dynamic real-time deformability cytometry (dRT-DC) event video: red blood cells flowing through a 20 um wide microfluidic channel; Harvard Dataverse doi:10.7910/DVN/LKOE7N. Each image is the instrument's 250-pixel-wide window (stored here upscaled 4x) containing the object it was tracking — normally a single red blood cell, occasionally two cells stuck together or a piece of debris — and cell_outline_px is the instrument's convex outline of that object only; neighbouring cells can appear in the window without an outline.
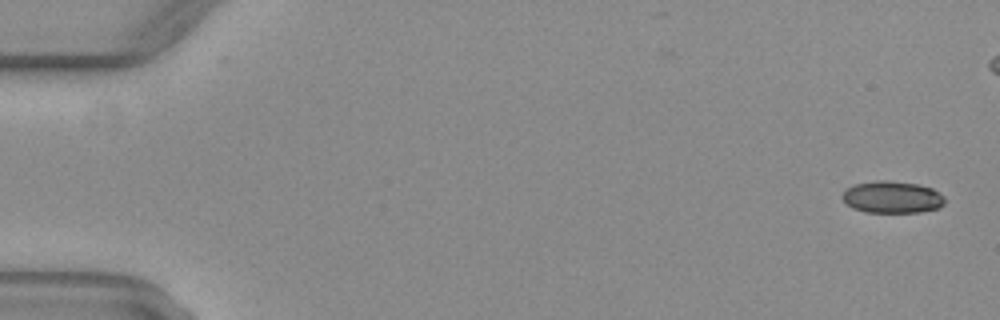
{"species": "common noctule bat (a hibernating species)", "species_latin": "Nyctalus noctula", "temperature_condition": "warm", "stored_images_in_passage": 46, "camera_frame_rate_fps": 3000, "um_per_image_px": 0.085, "animal": {"sex": "female", "body_mass_g": 29.2, "forearm_length_mm": 56.3}, "frame": {"image": 1, "passage_image": 1, "time_ms": 0.0, "image_size_px": [1000, 320], "cell_outline_px": [[944, 204], [940, 208], [920, 212], [864, 212], [852, 208], [844, 200], [844, 188], [852, 184], [876, 180], [888, 180], [916, 184], [932, 188], [944, 196]], "centroid_in_image_um": [75.83, 16.75], "position_along_channel_um": 9.2, "area_um2": 19.19}}
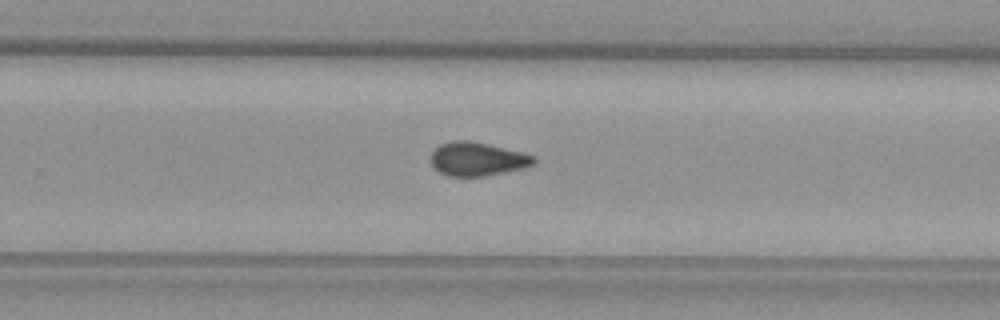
{"frame": {"image": 2, "passage_image": 33, "time_ms": 10.667, "image_size_px": [1000, 320], "cell_outline_px": [[536, 164], [524, 168], [484, 176], [448, 176], [440, 172], [432, 164], [432, 152], [440, 144], [452, 140], [468, 140], [488, 144], [536, 156]], "centroid_in_image_um": [40.6, 13.51], "position_along_channel_um": 289.2, "area_um2": 20.06}}
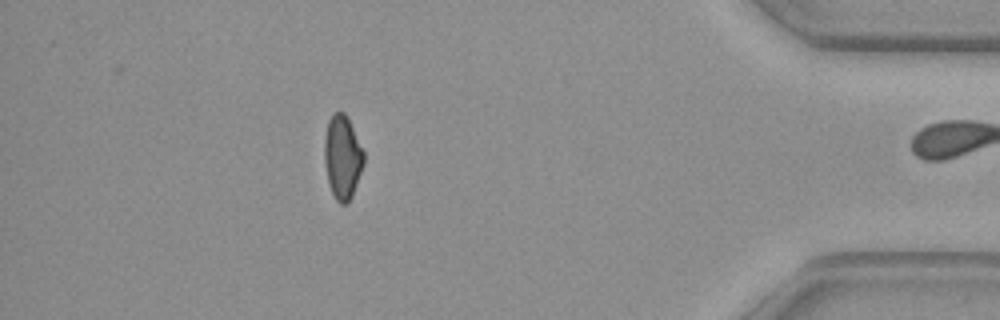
{"frame": {"image": 3, "passage_image": 45, "time_ms": 14.667, "image_size_px": [1000, 320], "cell_outline_px": [[364, 164], [352, 196], [348, 204], [340, 204], [336, 200], [328, 184], [324, 160], [324, 136], [328, 120], [332, 112], [344, 112], [364, 152]], "centroid_in_image_um": [29.09, 13.38], "position_along_channel_um": 406.1, "area_um2": 19.25}, "authors_computed_cell_mechanics": {"area_um2": 20.2589, "velocity_mm_per_s": 4.1083, "shape_relaxation_time_tau1_ms": null, "shape_relaxation_time_tau2_ms": 2.4122, "deformation_change_tau1": null, "deformation_change_tau2": 0.0672}}